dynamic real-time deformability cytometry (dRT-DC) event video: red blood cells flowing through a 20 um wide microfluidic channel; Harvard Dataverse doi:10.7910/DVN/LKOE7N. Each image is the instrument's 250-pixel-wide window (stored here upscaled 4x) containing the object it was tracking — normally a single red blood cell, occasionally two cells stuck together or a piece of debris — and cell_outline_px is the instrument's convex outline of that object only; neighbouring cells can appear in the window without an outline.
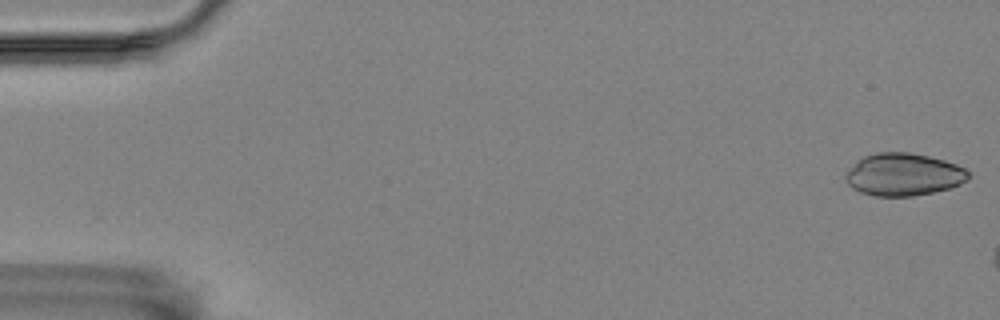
{"species": "Egyptian fruit bat (a non-hibernating species)", "species_latin": "Rousettus aegyptiacus", "temperature_condition": "room temperature", "stored_images_in_passage": 11, "camera_frame_rate_fps": 3000, "um_per_image_px": 0.085, "animal": {"sex": "female"}, "frame": {"image": 1, "passage_image": 1, "time_ms": 0.0, "image_size_px": [1000, 320], "cell_outline_px": [[968, 180], [960, 184], [948, 188], [932, 192], [912, 196], [876, 196], [860, 192], [852, 188], [848, 184], [844, 176], [856, 160], [864, 156], [876, 152], [908, 152], [928, 156], [944, 160], [956, 164], [964, 168], [968, 172]], "centroid_in_image_um": [76.77, 14.83], "position_along_channel_um": 8.2, "area_um2": 30.35}}